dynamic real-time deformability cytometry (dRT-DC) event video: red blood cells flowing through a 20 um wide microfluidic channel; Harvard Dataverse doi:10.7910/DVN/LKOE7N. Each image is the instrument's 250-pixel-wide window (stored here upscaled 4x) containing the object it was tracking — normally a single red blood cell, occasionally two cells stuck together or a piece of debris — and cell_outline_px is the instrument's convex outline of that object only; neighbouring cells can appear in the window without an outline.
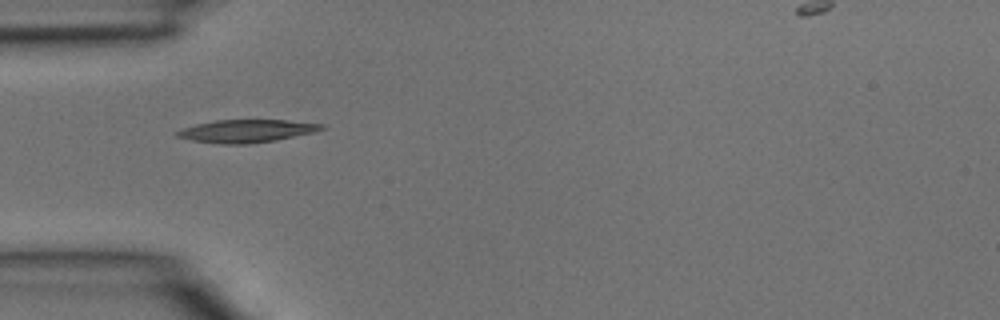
{"species": "common noctule bat (a hibernating species)", "species_latin": "Nyctalus noctula", "temperature_condition": "room temperature", "stored_images_in_passage": 1, "camera_frame_rate_fps": 3000, "um_per_image_px": 0.085, "animal": {"sex": "male", "body_mass_g": 15.6}, "frame": {"image": 1, "passage_image": 1, "time_ms": 0.0, "image_size_px": [1000, 320], "cell_outline_px": [[328, 128], [316, 132], [276, 140], [248, 144], [224, 144], [192, 140], [176, 136], [176, 132], [184, 128], [196, 124], [216, 120], [288, 120], [328, 124]], "centroid_in_image_um": [21.08, 11.13], "position_along_channel_um": 63.9, "area_um2": 19.31}}